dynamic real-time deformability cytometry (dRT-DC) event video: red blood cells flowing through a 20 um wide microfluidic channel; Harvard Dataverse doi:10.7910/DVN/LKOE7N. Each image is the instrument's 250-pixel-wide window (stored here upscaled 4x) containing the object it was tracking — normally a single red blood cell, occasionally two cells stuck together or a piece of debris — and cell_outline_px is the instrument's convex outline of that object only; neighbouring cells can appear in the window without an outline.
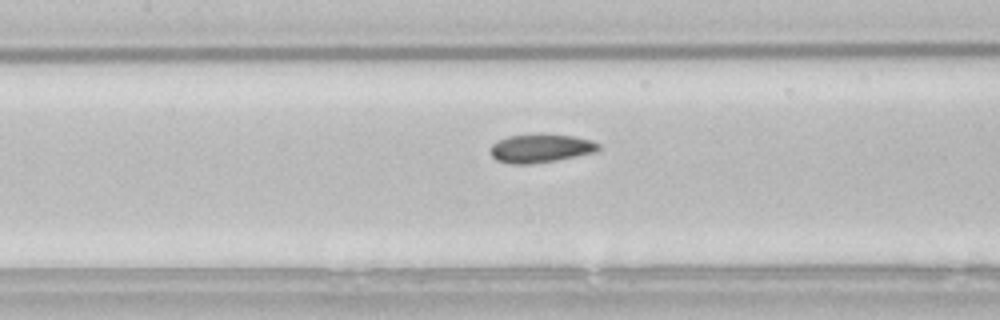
{"species": "common noctule bat (a hibernating species)", "species_latin": "Nyctalus noctula", "temperature_condition": "room temperature", "stored_images_in_passage": 50, "camera_frame_rate_fps": 3000, "um_per_image_px": 0.085, "animal": {"sex": "male", "body_mass_g": 21.5, "forearm_length_mm": 52.0}, "frame": {"image": 1, "passage_image": 21, "time_ms": 6.667, "image_size_px": [1000, 320], "cell_outline_px": [[600, 148], [596, 152], [556, 160], [532, 164], [512, 164], [496, 160], [492, 156], [492, 144], [508, 136], [572, 136], [592, 140], [600, 144]], "centroid_in_image_um": [45.99, 12.64], "position_along_channel_um": 161.4, "area_um2": 17.28}}
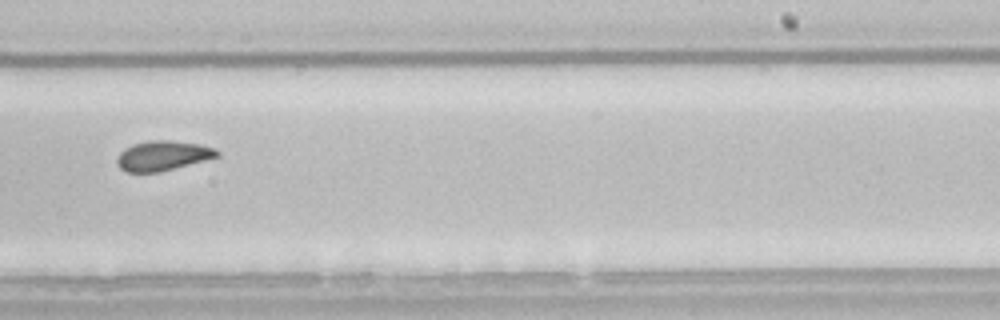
{"frame": {"image": 2, "passage_image": 30, "time_ms": 9.667, "image_size_px": [1000, 320], "cell_outline_px": [[220, 156], [160, 172], [128, 172], [120, 168], [116, 164], [116, 160], [120, 152], [124, 148], [132, 144], [148, 140], [172, 140], [200, 144], [216, 148], [220, 152]], "centroid_in_image_um": [13.84, 13.22], "position_along_channel_um": 275.2, "area_um2": 17.57}}
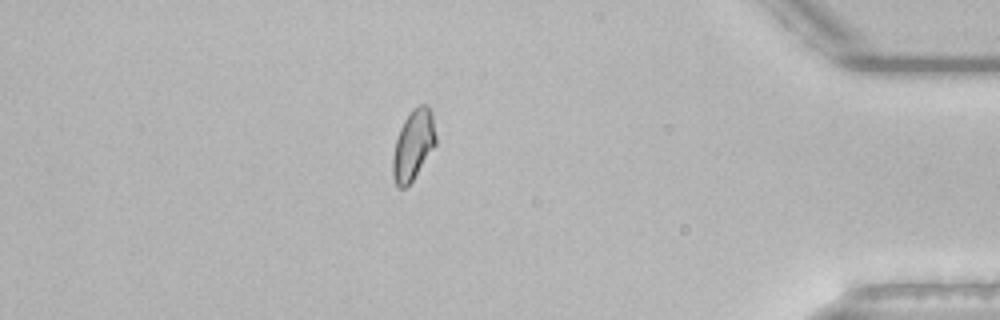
{"frame": {"image": 3, "passage_image": 43, "time_ms": 14.0, "image_size_px": [1000, 320], "cell_outline_px": [[436, 144], [412, 180], [404, 188], [396, 188], [392, 176], [392, 156], [396, 140], [400, 128], [404, 120], [412, 108], [416, 104], [428, 104], [432, 112], [436, 136]], "centroid_in_image_um": [35.11, 12.29], "position_along_channel_um": 400.1, "area_um2": 17.74}, "authors_computed_cell_mechanics": {"area_um2": 17.7446, "velocity_mm_per_s": 3.8039, "shape_relaxation_time_tau1_ms": null, "shape_relaxation_time_tau2_ms": 1.1129, "deformation_change_tau1": null, "deformation_change_tau2": 0.075}}